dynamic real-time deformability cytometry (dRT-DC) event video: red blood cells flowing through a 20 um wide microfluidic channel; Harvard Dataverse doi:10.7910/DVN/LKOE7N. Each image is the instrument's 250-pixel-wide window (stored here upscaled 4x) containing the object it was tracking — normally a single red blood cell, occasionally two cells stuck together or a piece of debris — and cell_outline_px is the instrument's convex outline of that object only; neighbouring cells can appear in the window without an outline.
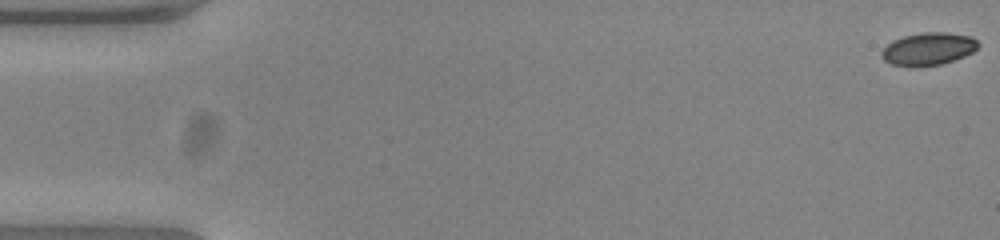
{"species": "common noctule bat (a hibernating species)", "species_latin": "Nyctalus noctula", "temperature_condition": "warm", "stored_images_in_passage": 54, "camera_frame_rate_fps": 3000, "um_per_image_px": 0.085, "animal": {"sex": "female", "body_mass_g": 23.0, "forearm_length_mm": 53.4}, "frame": {"image": 1, "passage_image": 1, "time_ms": 0.0, "image_size_px": [1000, 240], "cell_outline_px": [[980, 44], [972, 52], [964, 56], [940, 64], [912, 68], [892, 64], [884, 60], [880, 56], [880, 52], [892, 40], [904, 36], [924, 32], [944, 32], [972, 36]], "centroid_in_image_um": [78.87, 4.16], "position_along_channel_um": 6.1, "area_um2": 18.44}}
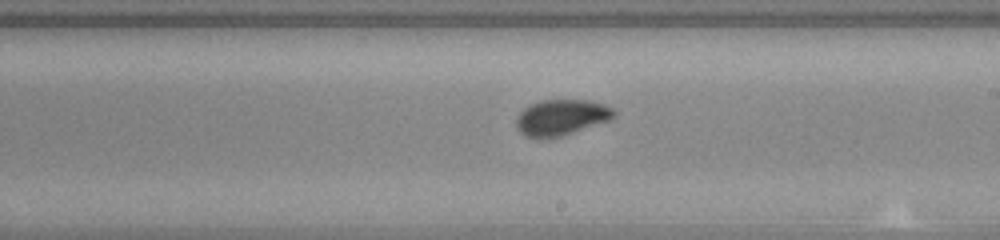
{"frame": {"image": 2, "passage_image": 31, "time_ms": 10.0, "image_size_px": [1000, 240], "cell_outline_px": [[616, 116], [608, 120], [560, 136], [524, 136], [516, 128], [516, 120], [520, 112], [524, 108], [540, 100], [592, 100], [604, 104], [612, 108], [616, 112]], "centroid_in_image_um": [47.72, 9.94], "position_along_channel_um": 241.3, "area_um2": 19.94}}
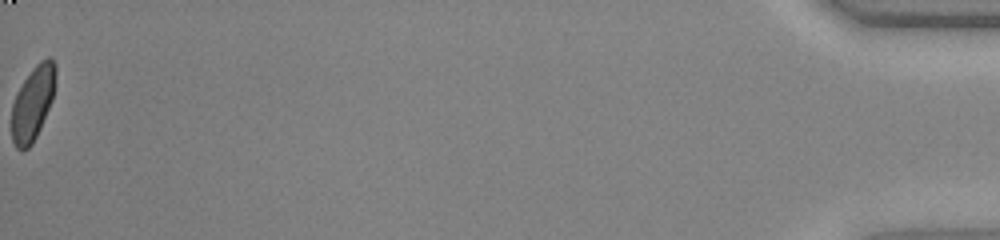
{"frame": {"image": 3, "passage_image": 54, "time_ms": 17.667, "image_size_px": [1000, 240], "cell_outline_px": [[56, 76], [52, 100], [40, 128], [32, 144], [28, 148], [16, 148], [12, 140], [12, 104], [16, 92], [32, 68], [40, 60], [48, 56], [56, 64]], "centroid_in_image_um": [2.79, 8.72], "position_along_channel_um": 432.4, "area_um2": 18.9}, "authors_computed_cell_mechanics": {"area_um2": 19.6231, "velocity_mm_per_s": 3.8816, "shape_relaxation_time_tau1_ms": 4.6217, "shape_relaxation_time_tau2_ms": null, "deformation_change_tau1": 0.1509, "deformation_change_tau2": null}}